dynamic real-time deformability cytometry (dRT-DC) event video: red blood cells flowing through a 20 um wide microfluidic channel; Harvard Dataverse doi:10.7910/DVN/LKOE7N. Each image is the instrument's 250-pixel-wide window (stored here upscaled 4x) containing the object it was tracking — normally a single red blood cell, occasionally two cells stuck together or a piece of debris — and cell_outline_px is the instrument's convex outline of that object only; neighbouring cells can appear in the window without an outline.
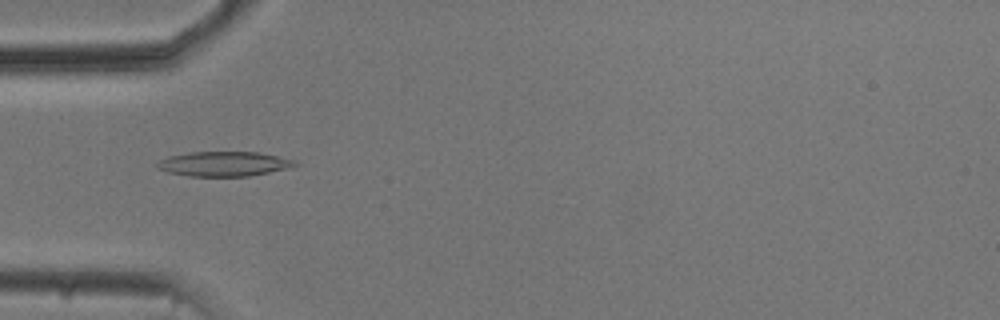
{"species": "common noctule bat (a hibernating species)", "species_latin": "Nyctalus noctula", "temperature_condition": "cold", "stored_images_in_passage": 46, "camera_frame_rate_fps": 3000, "um_per_image_px": 0.085, "animal": {"sex": "male", "body_mass_g": 20.5, "forearm_length_mm": 52.5}, "frame": {"image": 1, "passage_image": 9, "time_ms": 2.667, "image_size_px": [1000, 320], "cell_outline_px": [[300, 164], [288, 168], [248, 176], [188, 176], [168, 172], [156, 168], [156, 164], [160, 160], [168, 156], [188, 152], [260, 152], [296, 160]], "centroid_in_image_um": [19.03, 13.92], "position_along_channel_um": 66.0, "area_um2": 19.88}}
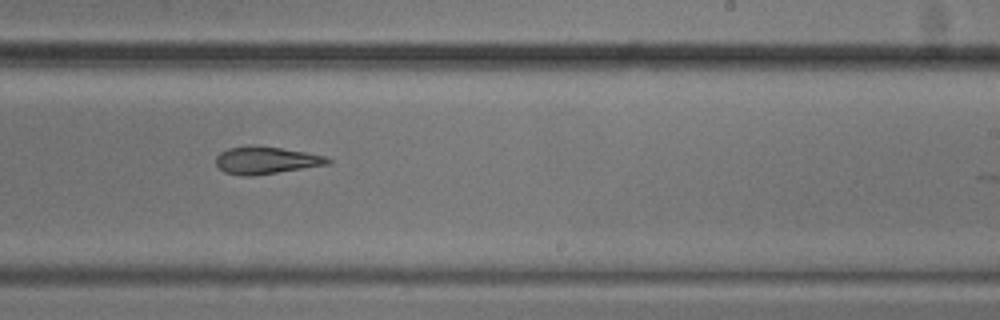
{"frame": {"image": 2, "passage_image": 25, "time_ms": 8.0, "image_size_px": [1000, 320], "cell_outline_px": [[332, 160], [328, 164], [252, 176], [244, 176], [224, 172], [216, 164], [216, 156], [220, 152], [228, 148], [252, 144], [256, 144], [304, 152], [324, 156]], "centroid_in_image_um": [22.55, 13.61], "position_along_channel_um": 266.4, "area_um2": 17.74}}
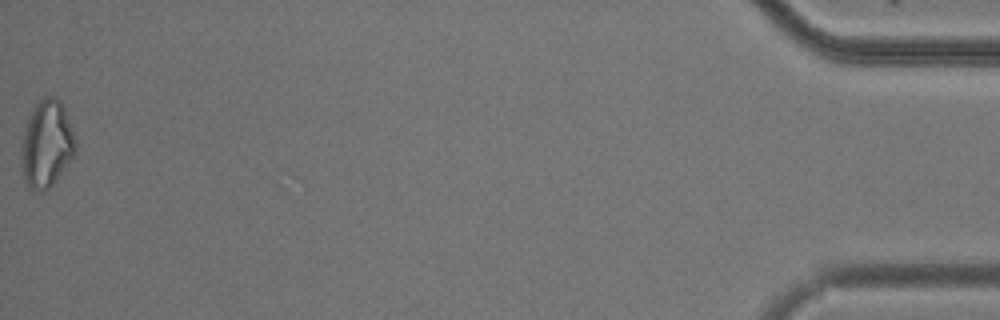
{"frame": {"image": 3, "passage_image": 46, "time_ms": 15.0, "image_size_px": [1000, 320], "cell_outline_px": [[76, 152], [52, 184], [44, 192], [40, 192], [32, 188], [24, 180], [20, 160], [24, 124], [32, 108], [44, 96], [52, 96], [60, 100], [64, 108], [76, 140]], "centroid_in_image_um": [3.94, 12.21], "position_along_channel_um": 431.3, "area_um2": 27.46}, "authors_computed_cell_mechanics": {"area_um2": 19.1318, "velocity_mm_per_s": 3.7629, "shape_relaxation_time_tau1_ms": 5.0985, "shape_relaxation_time_tau2_ms": 5.0927, "deformation_change_tau1": 0.1356, "deformation_change_tau2": 0.1491}}